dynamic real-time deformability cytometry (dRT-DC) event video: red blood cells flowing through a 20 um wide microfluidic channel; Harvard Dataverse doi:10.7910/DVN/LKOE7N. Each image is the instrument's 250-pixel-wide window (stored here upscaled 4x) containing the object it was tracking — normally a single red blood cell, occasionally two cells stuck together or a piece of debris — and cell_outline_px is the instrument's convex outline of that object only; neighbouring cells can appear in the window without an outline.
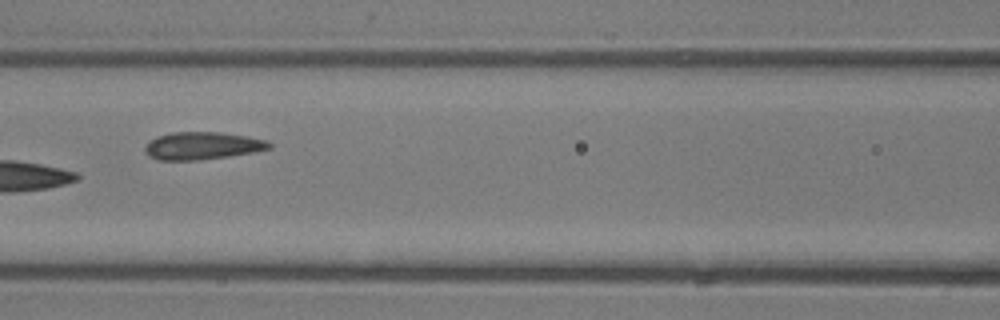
{"species": "common noctule bat (a hibernating species)", "species_latin": "Nyctalus noctula", "temperature_condition": "room temperature", "stored_images_in_passage": 7, "camera_frame_rate_fps": 3000, "um_per_image_px": 0.085, "animal": {"sex": "male", "body_mass_g": 13.3}, "frame": {"image": 1, "passage_image": 5, "time_ms": 4.667, "image_size_px": [1000, 320], "cell_outline_px": [[272, 148], [256, 152], [200, 160], [160, 160], [148, 156], [144, 152], [144, 144], [148, 140], [156, 136], [172, 132], [220, 132], [248, 136], [268, 140], [272, 144]], "centroid_in_image_um": [17.18, 12.38], "position_along_channel_um": 149.4, "area_um2": 20.35}}
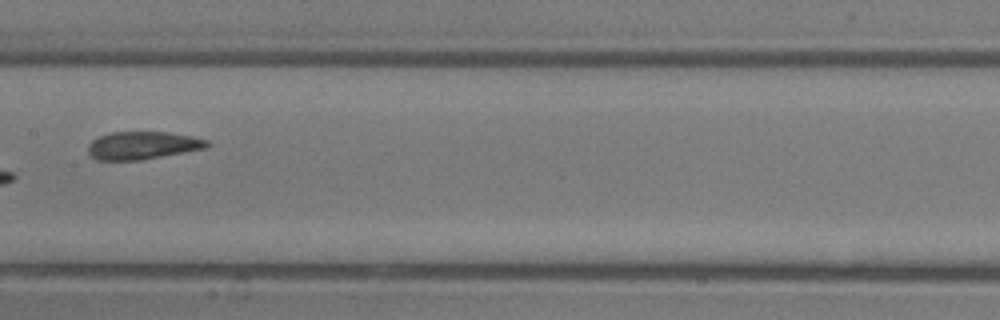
{"frame": {"image": 2, "passage_image": 6, "time_ms": 5.667, "image_size_px": [1000, 320], "cell_outline_px": [[212, 144], [208, 148], [140, 160], [96, 160], [88, 152], [88, 144], [92, 140], [100, 136], [112, 132], [168, 132], [192, 136], [208, 140]], "centroid_in_image_um": [12.16, 12.36], "position_along_channel_um": 195.2, "area_um2": 19.36}}
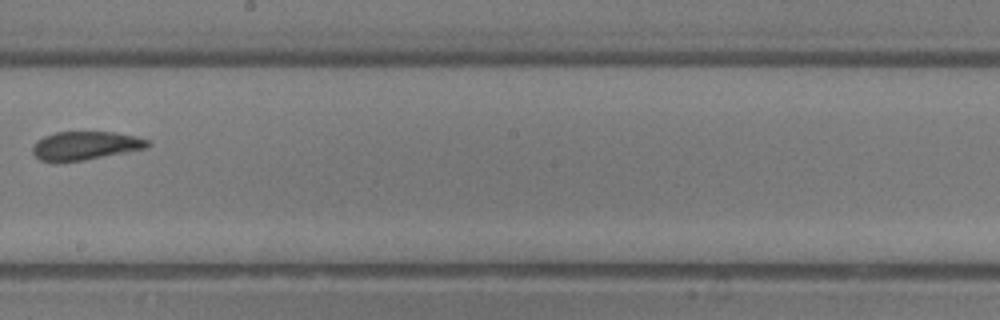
{"frame": {"image": 3, "passage_image": 7, "time_ms": 6.667, "image_size_px": [1000, 320], "cell_outline_px": [[152, 144], [148, 148], [84, 160], [56, 164], [52, 164], [40, 160], [32, 152], [32, 144], [36, 140], [44, 136], [56, 132], [112, 132], [136, 136], [148, 140]], "centroid_in_image_um": [7.2, 12.4], "position_along_channel_um": 241.0, "area_um2": 19.59}}